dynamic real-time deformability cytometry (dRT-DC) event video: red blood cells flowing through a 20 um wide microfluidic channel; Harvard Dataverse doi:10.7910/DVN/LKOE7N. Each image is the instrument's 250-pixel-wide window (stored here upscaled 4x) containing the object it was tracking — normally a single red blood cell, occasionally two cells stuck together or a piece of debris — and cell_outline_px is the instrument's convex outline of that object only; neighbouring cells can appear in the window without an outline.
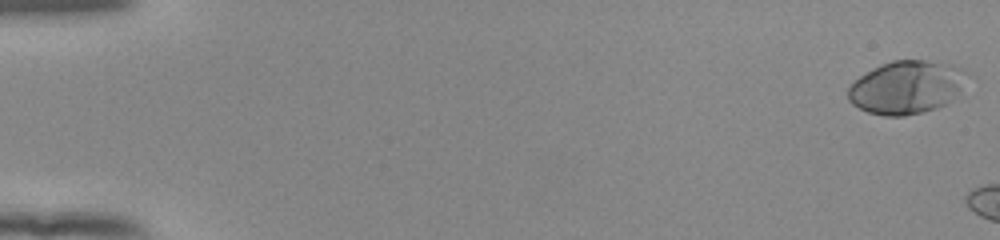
{"species": "human", "species_latin": "Homo sapiens", "temperature_condition": "room temperature", "stored_images_in_passage": 15, "camera_frame_rate_fps": 3000, "um_per_image_px": 0.085, "donor": {"sex": "female"}, "frame": {"image": 1, "passage_image": 1, "time_ms": 0.0, "image_size_px": [1000, 240], "cell_outline_px": [[976, 76], [960, 92], [944, 104], [936, 108], [904, 116], [884, 116], [868, 112], [852, 104], [848, 100], [848, 88], [860, 76], [872, 68], [880, 64], [892, 60], [924, 60], [948, 64], [964, 68]], "centroid_in_image_um": [77.15, 7.39], "position_along_channel_um": 7.9, "area_um2": 37.4}}